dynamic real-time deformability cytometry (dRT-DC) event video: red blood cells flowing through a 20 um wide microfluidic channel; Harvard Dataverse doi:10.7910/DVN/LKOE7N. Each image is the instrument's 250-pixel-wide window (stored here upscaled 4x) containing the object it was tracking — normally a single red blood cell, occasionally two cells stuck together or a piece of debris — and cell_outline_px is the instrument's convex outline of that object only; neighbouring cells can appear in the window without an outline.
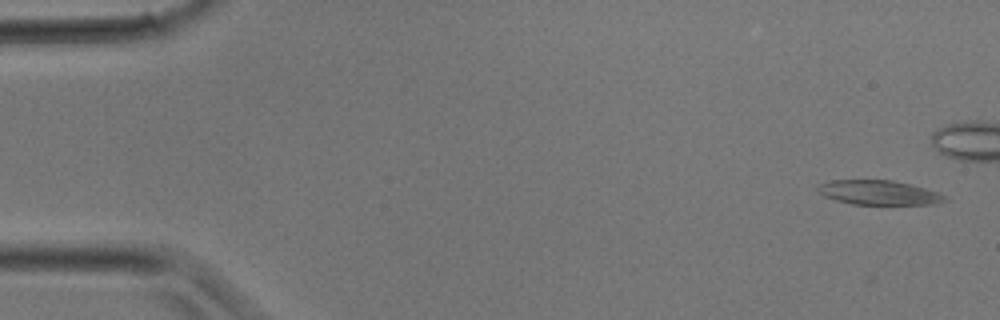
{"species": "common noctule bat (a hibernating species)", "species_latin": "Nyctalus noctula", "temperature_condition": "room temperature", "stored_images_in_passage": 23, "camera_frame_rate_fps": 3000, "um_per_image_px": 0.085, "animal": {"sex": "male", "body_mass_g": 17.9}, "frame": {"image": 1, "passage_image": 1, "time_ms": 0.0, "image_size_px": [1000, 320], "cell_outline_px": [[948, 200], [932, 204], [852, 204], [836, 200], [824, 196], [816, 188], [820, 184], [832, 180], [892, 180], [924, 188], [936, 192], [944, 196]], "centroid_in_image_um": [74.66, 16.37], "position_along_channel_um": 10.3, "area_um2": 17.74}}
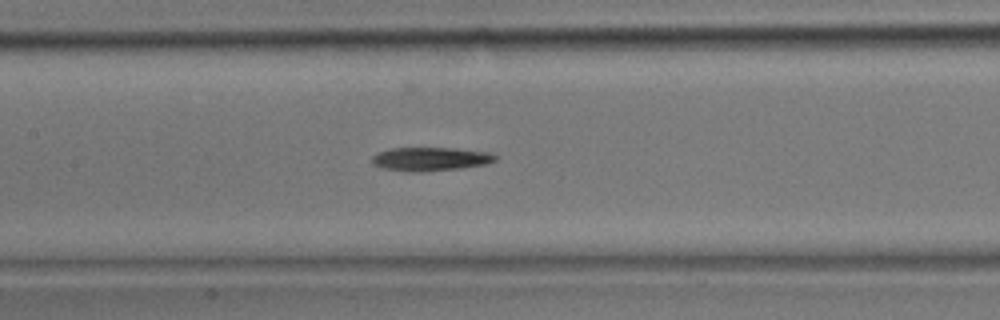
{"frame": {"image": 2, "passage_image": 14, "time_ms": 4.333, "image_size_px": [1000, 320], "cell_outline_px": [[500, 156], [496, 160], [488, 164], [460, 168], [420, 172], [408, 172], [384, 168], [372, 164], [372, 156], [376, 152], [392, 148], [456, 148], [492, 152]], "centroid_in_image_um": [36.63, 13.51], "position_along_channel_um": 170.8, "area_um2": 17.28}}
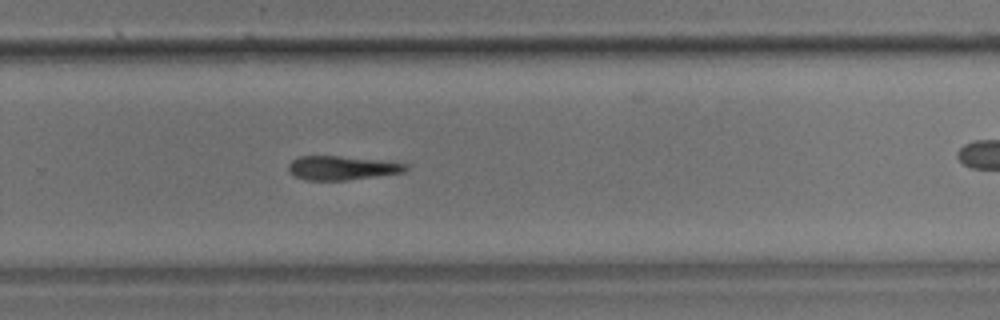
{"frame": {"image": 3, "passage_image": 20, "time_ms": 6.333, "image_size_px": [1000, 320], "cell_outline_px": [[408, 168], [404, 172], [348, 180], [308, 180], [296, 176], [288, 172], [288, 164], [292, 160], [300, 156], [336, 156], [388, 160], [408, 164]], "centroid_in_image_um": [29.09, 14.26], "position_along_channel_um": 300.7, "area_um2": 16.47}}